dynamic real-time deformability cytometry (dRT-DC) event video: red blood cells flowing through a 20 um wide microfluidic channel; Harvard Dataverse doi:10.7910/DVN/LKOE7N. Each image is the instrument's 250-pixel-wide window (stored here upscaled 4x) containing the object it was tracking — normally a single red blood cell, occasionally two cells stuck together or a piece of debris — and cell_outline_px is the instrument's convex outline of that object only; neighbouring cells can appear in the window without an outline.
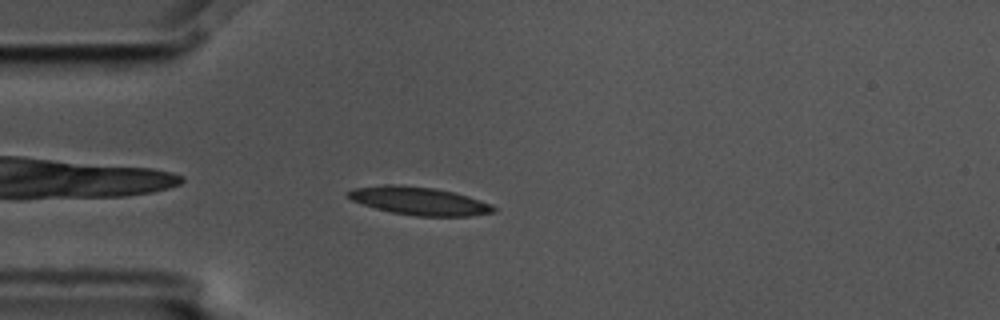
{"species": "common noctule bat (a hibernating species)", "species_latin": "Nyctalus noctula", "temperature_condition": "cold", "stored_images_in_passage": 6, "camera_frame_rate_fps": 3000, "um_per_image_px": 0.085, "animal": {"sex": "male", "body_mass_g": 17.5, "forearm_length_mm": 52.3}, "frame": {"image": 1, "passage_image": 5, "time_ms": 1.333, "image_size_px": [1000, 320], "cell_outline_px": [[496, 212], [468, 216], [416, 216], [392, 212], [376, 208], [352, 200], [348, 196], [348, 192], [352, 188], [384, 184], [392, 184], [432, 188], [452, 192], [468, 196], [492, 204], [496, 208]], "centroid_in_image_um": [35.65, 17.08], "position_along_channel_um": 49.4, "area_um2": 23.52}}